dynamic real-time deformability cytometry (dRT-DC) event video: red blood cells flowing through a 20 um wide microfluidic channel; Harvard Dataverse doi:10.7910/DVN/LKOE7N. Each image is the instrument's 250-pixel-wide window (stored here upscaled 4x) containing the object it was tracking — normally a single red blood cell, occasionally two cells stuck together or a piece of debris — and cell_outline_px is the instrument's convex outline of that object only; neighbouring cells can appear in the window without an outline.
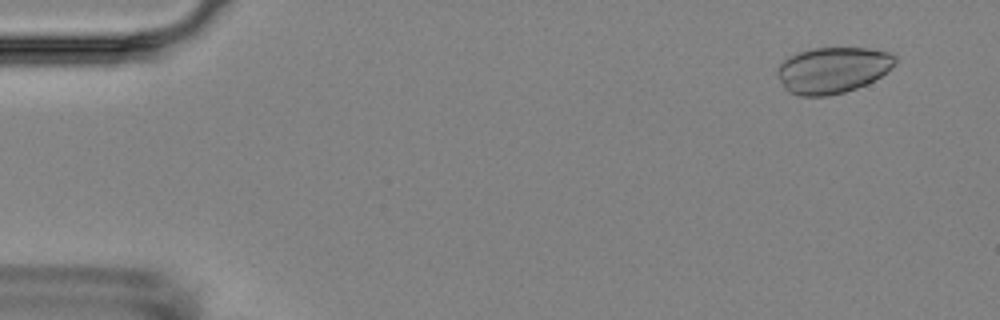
{"species": "Egyptian fruit bat (a non-hibernating species)", "species_latin": "Rousettus aegyptiacus", "temperature_condition": "room temperature", "stored_images_in_passage": 9, "camera_frame_rate_fps": 3000, "um_per_image_px": 0.085, "animal": {"sex": "female"}, "frame": {"image": 1, "passage_image": 1, "time_ms": 0.0, "image_size_px": [1000, 320], "cell_outline_px": [[896, 64], [880, 76], [856, 88], [844, 92], [828, 96], [800, 96], [788, 92], [784, 88], [776, 72], [776, 68], [788, 56], [812, 48], [868, 48], [888, 52], [896, 56]], "centroid_in_image_um": [70.74, 5.95], "position_along_channel_um": 14.3, "area_um2": 31.62}}
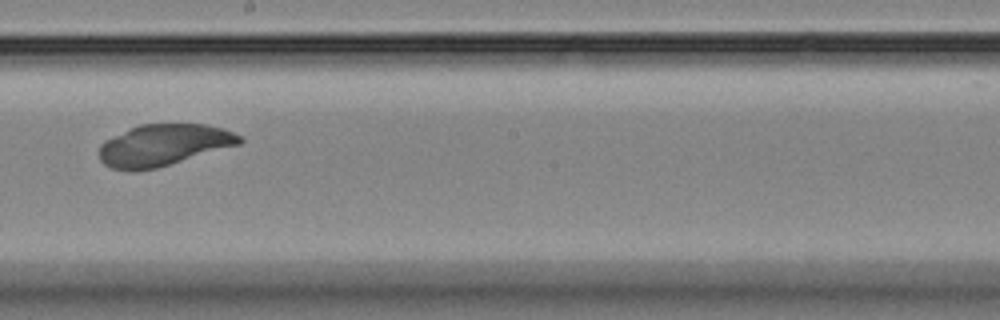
{"frame": {"image": 2, "passage_image": 8, "time_ms": 9.333, "image_size_px": [1000, 320], "cell_outline_px": [[244, 140], [240, 144], [156, 168], [112, 168], [104, 164], [100, 160], [100, 144], [104, 140], [140, 124], [208, 124], [224, 128], [244, 136]], "centroid_in_image_um": [13.97, 12.29], "position_along_channel_um": 234.2, "area_um2": 33.47}}
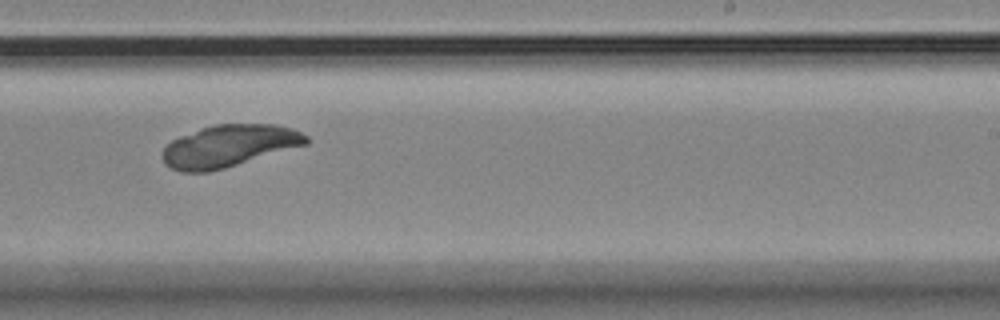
{"frame": {"image": 3, "passage_image": 9, "time_ms": 10.333, "image_size_px": [1000, 320], "cell_outline_px": [[308, 144], [224, 168], [208, 172], [180, 172], [164, 164], [160, 156], [160, 152], [172, 140], [180, 136], [200, 128], [212, 124], [272, 124], [292, 128], [308, 136]], "centroid_in_image_um": [19.42, 12.41], "position_along_channel_um": 269.6, "area_um2": 35.32}}